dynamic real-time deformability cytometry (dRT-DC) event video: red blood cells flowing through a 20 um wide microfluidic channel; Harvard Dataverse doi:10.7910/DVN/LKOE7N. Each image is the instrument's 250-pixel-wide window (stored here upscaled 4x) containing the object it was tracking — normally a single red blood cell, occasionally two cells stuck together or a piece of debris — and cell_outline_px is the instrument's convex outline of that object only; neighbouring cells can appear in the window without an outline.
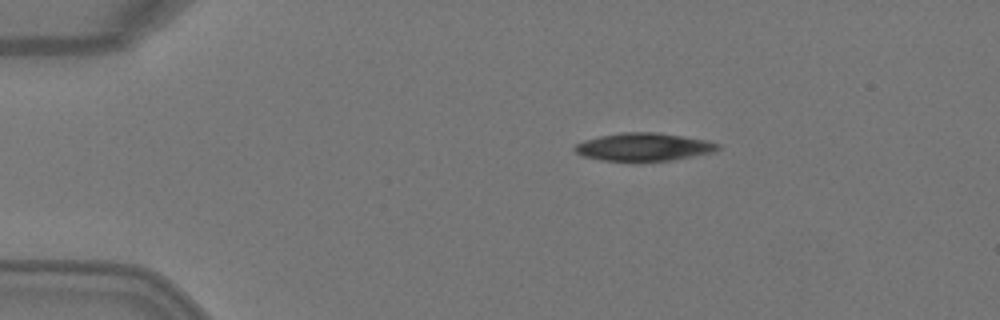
{"species": "Egyptian fruit bat (a non-hibernating species)", "species_latin": "Rousettus aegyptiacus", "temperature_condition": "warm", "stored_images_in_passage": 3, "camera_frame_rate_fps": 3000, "um_per_image_px": 0.085, "animal": {"sex": "female"}, "frame": {"image": 1, "passage_image": 1, "time_ms": 0.0, "image_size_px": [1000, 320], "cell_outline_px": [[720, 148], [716, 152], [672, 160], [600, 160], [584, 156], [576, 152], [572, 148], [576, 144], [584, 140], [600, 136], [620, 132], [656, 132], [708, 140], [720, 144]], "centroid_in_image_um": [54.75, 12.47], "position_along_channel_um": 30.3, "area_um2": 23.18}}
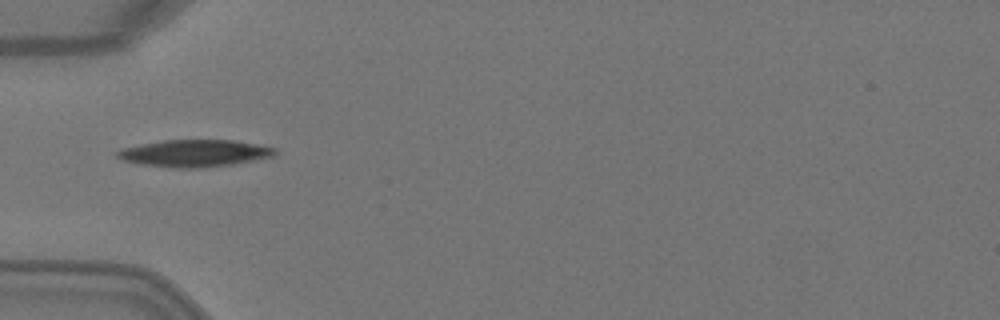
{"frame": {"image": 2, "passage_image": 3, "time_ms": 0.667, "image_size_px": [1000, 320], "cell_outline_px": [[276, 156], [232, 164], [200, 168], [172, 168], [140, 164], [124, 160], [116, 156], [116, 152], [120, 148], [164, 140], [232, 140], [256, 144], [276, 148]], "centroid_in_image_um": [16.53, 13.03], "position_along_channel_um": 68.5, "area_um2": 24.85}}